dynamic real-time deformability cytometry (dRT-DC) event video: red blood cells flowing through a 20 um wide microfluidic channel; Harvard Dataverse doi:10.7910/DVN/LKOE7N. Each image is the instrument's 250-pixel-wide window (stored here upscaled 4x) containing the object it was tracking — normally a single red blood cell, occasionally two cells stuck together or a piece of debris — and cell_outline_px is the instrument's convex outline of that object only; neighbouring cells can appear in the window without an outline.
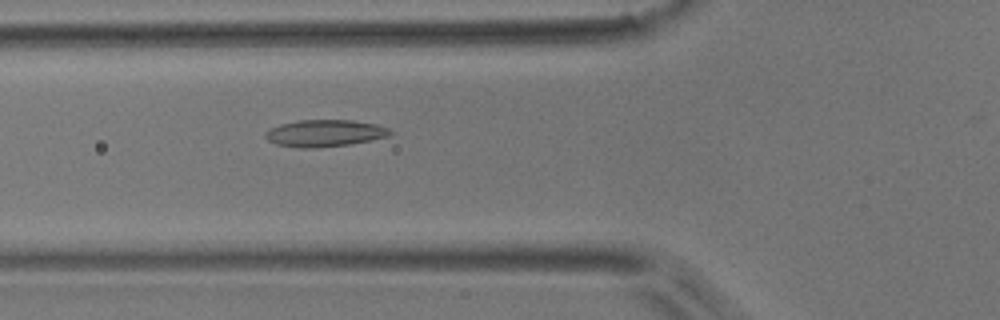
{"species": "common noctule bat (a hibernating species)", "species_latin": "Nyctalus noctula", "temperature_condition": "room temperature", "stored_images_in_passage": 3, "camera_frame_rate_fps": 3000, "um_per_image_px": 0.085, "animal": {"sex": "male", "body_mass_g": 17.9}, "frame": {"image": 1, "passage_image": 3, "time_ms": 2.0, "image_size_px": [1000, 320], "cell_outline_px": [[392, 132], [388, 136], [348, 144], [316, 148], [300, 148], [276, 144], [268, 140], [264, 136], [264, 132], [280, 124], [300, 120], [352, 120], [376, 124], [388, 128]], "centroid_in_image_um": [27.56, 11.32], "position_along_channel_um": 98.2, "area_um2": 19.36}}